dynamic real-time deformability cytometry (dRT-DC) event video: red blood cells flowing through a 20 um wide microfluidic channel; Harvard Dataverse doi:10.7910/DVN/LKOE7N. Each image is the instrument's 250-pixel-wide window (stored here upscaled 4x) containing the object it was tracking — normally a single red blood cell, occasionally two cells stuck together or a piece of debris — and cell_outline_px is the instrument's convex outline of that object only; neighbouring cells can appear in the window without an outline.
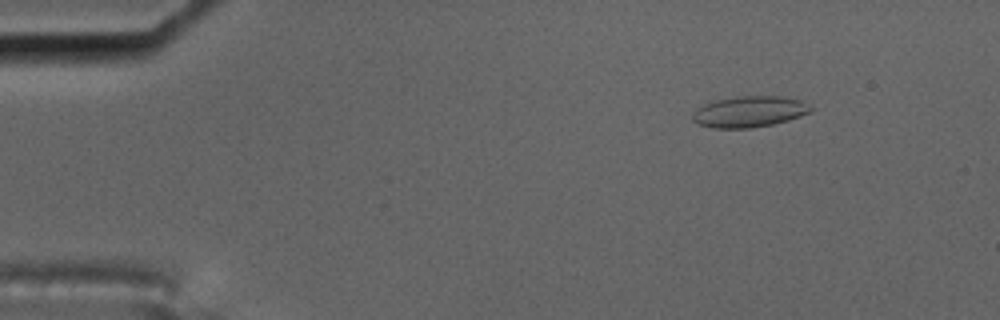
{"species": "common noctule bat (a hibernating species)", "species_latin": "Nyctalus noctula", "temperature_condition": "cold", "stored_images_in_passage": 58, "camera_frame_rate_fps": 3000, "um_per_image_px": 0.085, "animal": {"sex": "male", "body_mass_g": 17.5, "forearm_length_mm": 52.3}, "frame": {"image": 1, "passage_image": 8, "time_ms": 2.333, "image_size_px": [1000, 320], "cell_outline_px": [[816, 108], [812, 112], [788, 120], [772, 124], [752, 128], [712, 128], [700, 124], [692, 120], [692, 112], [696, 108], [704, 104], [716, 100], [736, 96], [780, 96], [804, 100]], "centroid_in_image_um": [63.74, 9.48], "position_along_channel_um": 21.3, "area_um2": 21.73}}
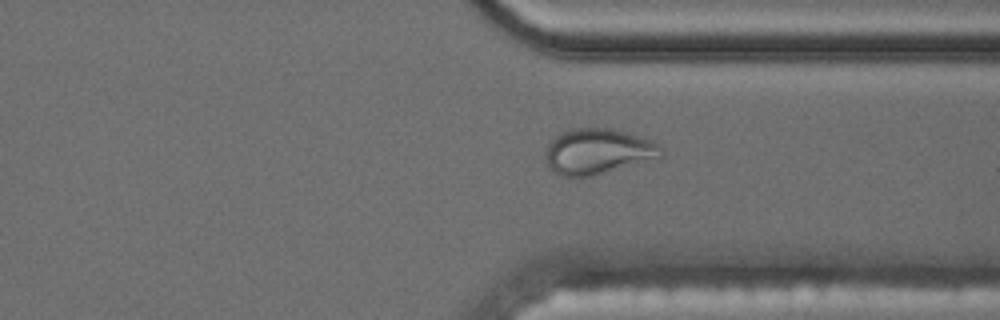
{"frame": {"image": 2, "passage_image": 44, "time_ms": 14.333, "image_size_px": [1000, 320], "cell_outline_px": [[664, 156], [588, 176], [560, 176], [552, 172], [544, 156], [548, 144], [560, 132], [572, 128], [612, 128], [648, 140], [656, 144], [664, 152]], "centroid_in_image_um": [50.74, 12.86], "position_along_channel_um": 360.7, "area_um2": 30.11}}
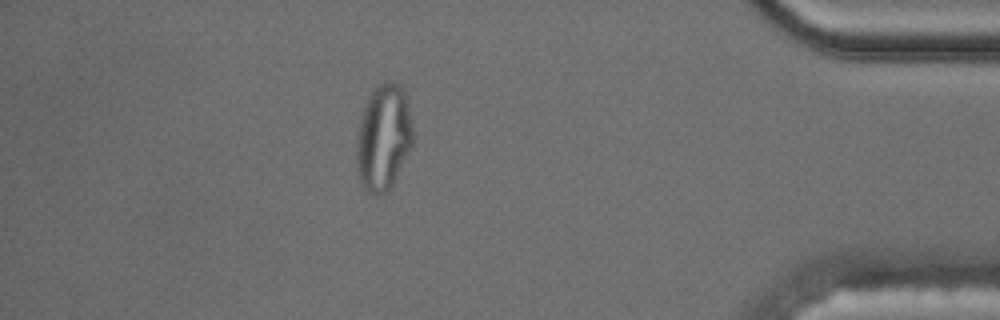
{"frame": {"image": 3, "passage_image": 51, "time_ms": 16.667, "image_size_px": [1000, 320], "cell_outline_px": [[416, 136], [388, 192], [376, 196], [368, 192], [364, 188], [356, 172], [356, 136], [364, 104], [372, 88], [376, 84], [388, 80], [400, 84], [404, 92], [408, 104]], "centroid_in_image_um": [32.58, 11.65], "position_along_channel_um": 402.6, "area_um2": 35.6}}